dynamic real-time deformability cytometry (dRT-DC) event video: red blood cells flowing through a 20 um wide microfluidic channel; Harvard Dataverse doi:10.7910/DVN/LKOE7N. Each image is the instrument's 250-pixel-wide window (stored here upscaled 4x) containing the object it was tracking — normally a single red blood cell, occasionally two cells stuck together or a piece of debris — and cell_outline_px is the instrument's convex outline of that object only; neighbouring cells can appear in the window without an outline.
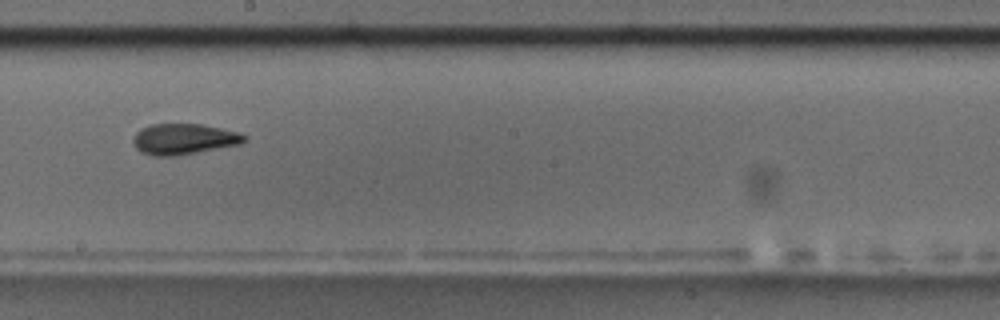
{"species": "common noctule bat (a hibernating species)", "species_latin": "Nyctalus noctula", "temperature_condition": "room temperature", "stored_images_in_passage": 11, "camera_frame_rate_fps": 3000, "um_per_image_px": 0.085, "animal": {"sex": "male", "body_mass_g": 17.5, "forearm_length_mm": 52.3}, "frame": {"image": 1, "passage_image": 10, "time_ms": 11.333, "image_size_px": [1000, 320], "cell_outline_px": [[248, 140], [240, 144], [176, 156], [152, 156], [140, 152], [136, 148], [132, 140], [136, 132], [140, 128], [152, 124], [200, 124], [240, 132], [248, 136]], "centroid_in_image_um": [15.63, 11.82], "position_along_channel_um": 232.6, "area_um2": 20.11}}
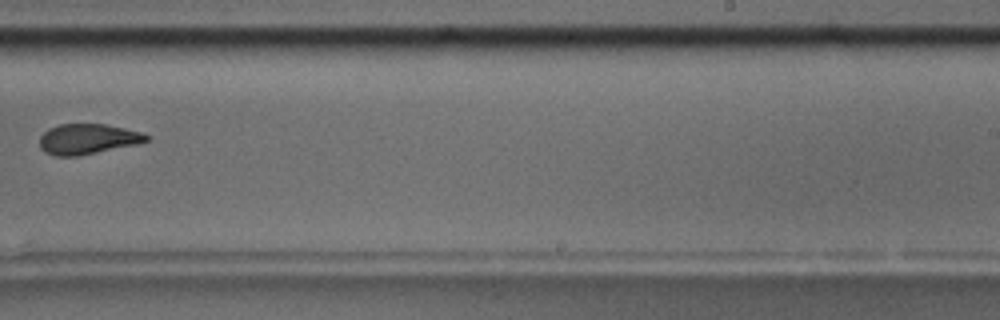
{"frame": {"image": 2, "passage_image": 11, "time_ms": 12.667, "image_size_px": [1000, 320], "cell_outline_px": [[148, 140], [136, 144], [76, 156], [56, 156], [44, 152], [40, 148], [40, 136], [48, 128], [60, 124], [104, 124], [124, 128], [140, 132], [148, 136]], "centroid_in_image_um": [7.39, 11.81], "position_along_channel_um": 281.6, "area_um2": 18.61}}